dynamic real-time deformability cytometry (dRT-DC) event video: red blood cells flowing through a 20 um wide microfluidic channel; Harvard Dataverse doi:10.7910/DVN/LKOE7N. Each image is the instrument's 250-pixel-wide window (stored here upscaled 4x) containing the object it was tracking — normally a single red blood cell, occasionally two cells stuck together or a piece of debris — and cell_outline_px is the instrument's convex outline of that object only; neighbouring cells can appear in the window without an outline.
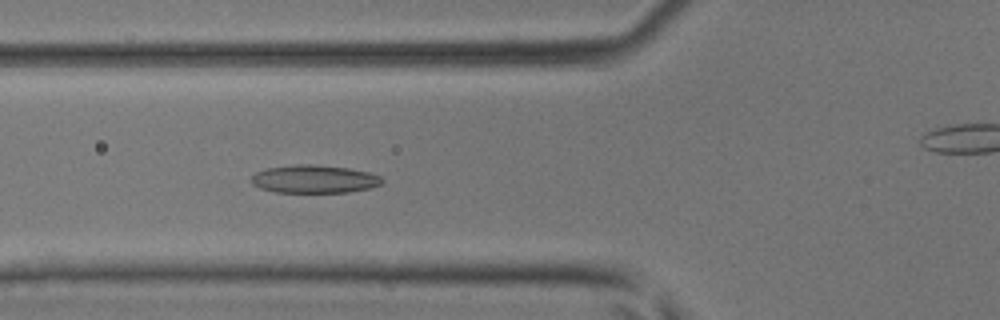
{"species": "common noctule bat (a hibernating species)", "species_latin": "Nyctalus noctula", "temperature_condition": "room temperature", "stored_images_in_passage": 36, "camera_frame_rate_fps": 3000, "um_per_image_px": 0.085, "animal": {"sex": "male", "body_mass_g": 17.9, "forearm_length_mm": 54.2}, "frame": {"image": 1, "passage_image": 5, "time_ms": 1.333, "image_size_px": [1000, 320], "cell_outline_px": [[384, 180], [380, 184], [372, 188], [348, 192], [276, 192], [260, 188], [252, 184], [252, 176], [256, 172], [268, 168], [296, 164], [312, 164], [348, 168], [368, 172], [380, 176]], "centroid_in_image_um": [26.73, 15.22], "position_along_channel_um": 99.1, "area_um2": 21.27}}
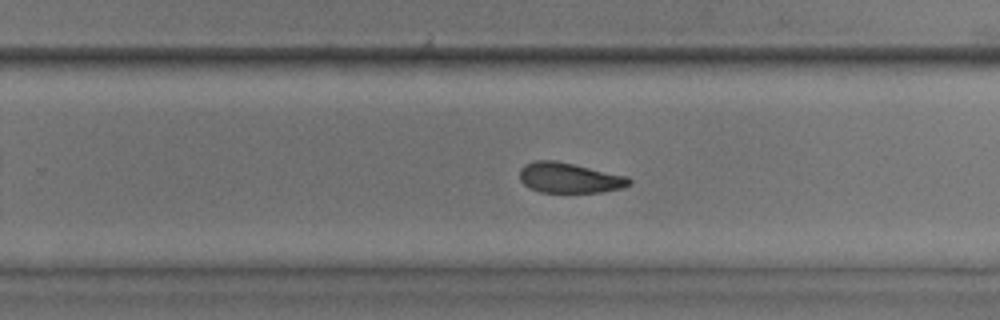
{"frame": {"image": 2, "passage_image": 18, "time_ms": 5.667, "image_size_px": [1000, 320], "cell_outline_px": [[632, 184], [620, 188], [604, 192], [540, 192], [524, 184], [520, 180], [520, 168], [524, 164], [536, 160], [556, 160], [628, 176], [632, 180]], "centroid_in_image_um": [48.41, 15.11], "position_along_channel_um": 281.4, "area_um2": 19.36}}
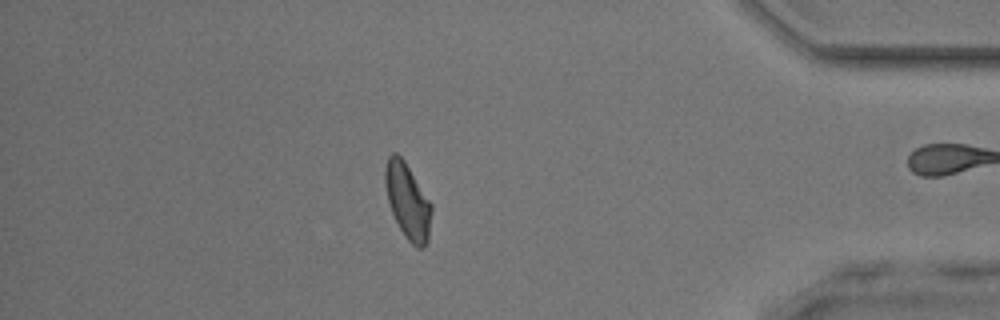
{"frame": {"image": 3, "passage_image": 29, "time_ms": 9.333, "image_size_px": [1000, 320], "cell_outline_px": [[432, 212], [428, 240], [420, 248], [416, 248], [404, 236], [392, 212], [388, 200], [384, 180], [384, 168], [388, 156], [392, 152], [396, 152], [404, 160], [432, 204]], "centroid_in_image_um": [34.64, 17.07], "position_along_channel_um": 400.6, "area_um2": 20.29}, "authors_computed_cell_mechanics": {"area_um2": 20.2011, "velocity_mm_per_s": 4.2218, "shape_relaxation_time_tau1_ms": 6.2633, "shape_relaxation_time_tau2_ms": 3.0979, "deformation_change_tau1": 0.1596, "deformation_change_tau2": 0.0817}}